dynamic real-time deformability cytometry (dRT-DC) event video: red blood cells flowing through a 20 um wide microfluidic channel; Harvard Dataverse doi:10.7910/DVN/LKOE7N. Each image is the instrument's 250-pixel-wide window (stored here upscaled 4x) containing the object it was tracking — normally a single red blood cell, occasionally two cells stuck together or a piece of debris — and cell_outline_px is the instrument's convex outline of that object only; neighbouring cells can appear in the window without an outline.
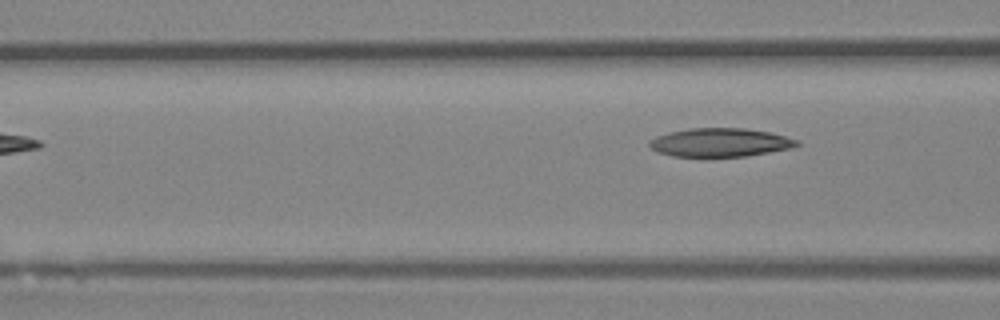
{"species": "Egyptian fruit bat (a non-hibernating species)", "species_latin": "Rousettus aegyptiacus", "temperature_condition": "room temperature", "stored_images_in_passage": 4, "camera_frame_rate_fps": 3000, "um_per_image_px": 0.085, "animal": {"sex": "female"}, "frame": {"image": 1, "passage_image": 4, "time_ms": 1.0, "image_size_px": [1000, 320], "cell_outline_px": [[800, 144], [792, 148], [744, 156], [672, 156], [656, 152], [648, 144], [648, 140], [656, 136], [668, 132], [688, 128], [744, 128], [768, 132], [800, 140]], "centroid_in_image_um": [61.17, 12.1], "position_along_channel_um": 105.4, "area_um2": 24.51}}